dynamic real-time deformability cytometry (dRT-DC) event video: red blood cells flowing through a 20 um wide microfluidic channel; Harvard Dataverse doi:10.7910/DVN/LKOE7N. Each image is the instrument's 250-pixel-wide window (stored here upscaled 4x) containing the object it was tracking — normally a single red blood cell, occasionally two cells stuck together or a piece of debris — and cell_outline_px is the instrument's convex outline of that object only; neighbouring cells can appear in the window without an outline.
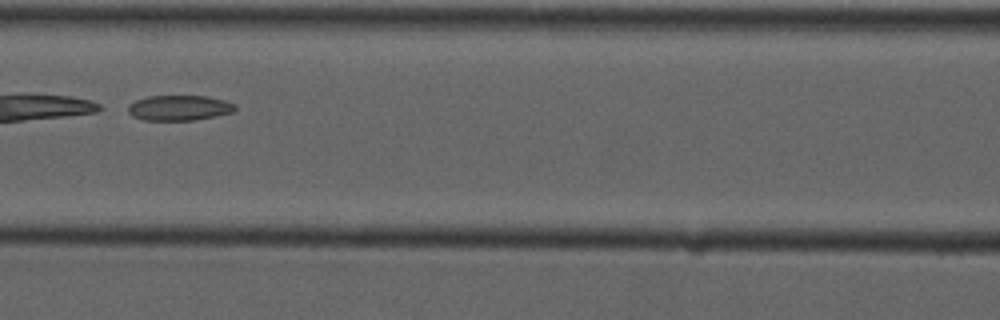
{"species": "common noctule bat (a hibernating species)", "species_latin": "Nyctalus noctula", "temperature_condition": "cold", "stored_images_in_passage": 8, "camera_frame_rate_fps": 3000, "um_per_image_px": 0.085, "animal": {"sex": "male", "forearm_length_mm": 52.5}, "frame": {"image": 1, "passage_image": 6, "time_ms": 6.0, "image_size_px": [1000, 320], "cell_outline_px": [[236, 108], [232, 112], [216, 116], [192, 120], [144, 120], [132, 116], [128, 112], [128, 104], [136, 100], [148, 96], [208, 96], [224, 100], [236, 104]], "centroid_in_image_um": [15.22, 9.16], "position_along_channel_um": 151.4, "area_um2": 15.78}}
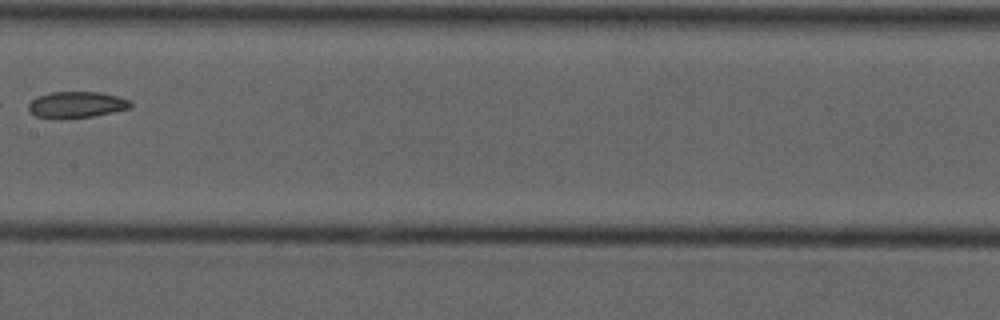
{"frame": {"image": 2, "passage_image": 7, "time_ms": 7.333, "image_size_px": [1000, 320], "cell_outline_px": [[132, 108], [92, 116], [36, 116], [28, 112], [28, 104], [36, 96], [52, 92], [100, 92], [132, 100]], "centroid_in_image_um": [6.54, 8.85], "position_along_channel_um": 200.9, "area_um2": 15.14}}
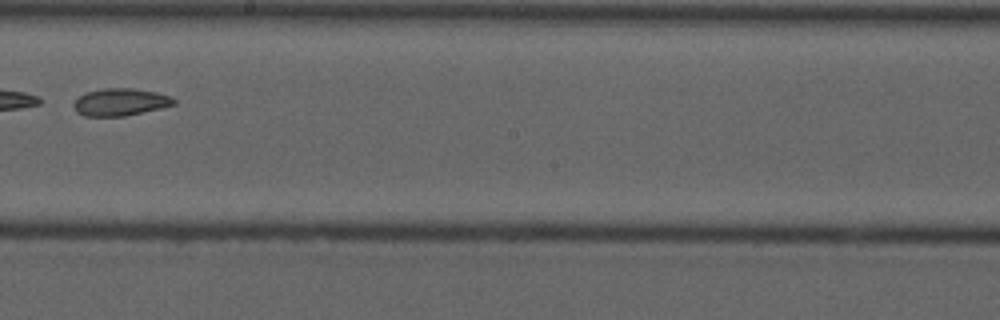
{"frame": {"image": 3, "passage_image": 8, "time_ms": 8.333, "image_size_px": [1000, 320], "cell_outline_px": [[176, 104], [160, 108], [124, 116], [84, 116], [76, 112], [72, 104], [84, 92], [104, 88], [132, 88], [156, 92], [168, 96], [176, 100]], "centroid_in_image_um": [10.19, 8.67], "position_along_channel_um": 238.0, "area_um2": 15.9}}